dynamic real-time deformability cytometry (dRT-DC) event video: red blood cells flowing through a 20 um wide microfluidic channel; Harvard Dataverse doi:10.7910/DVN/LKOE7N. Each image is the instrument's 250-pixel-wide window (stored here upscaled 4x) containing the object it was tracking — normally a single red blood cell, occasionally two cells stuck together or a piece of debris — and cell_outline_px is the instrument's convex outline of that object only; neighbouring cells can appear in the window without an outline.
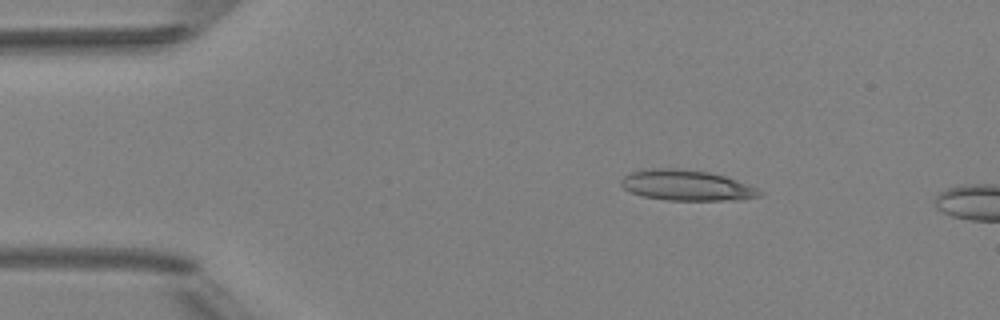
{"species": "Egyptian fruit bat (a non-hibernating species)", "species_latin": "Rousettus aegyptiacus", "temperature_condition": "room temperature", "stored_images_in_passage": 2, "camera_frame_rate_fps": 3000, "um_per_image_px": 0.085, "animal": {"sex": "female"}, "frame": {"image": 1, "passage_image": 1, "time_ms": 0.0, "image_size_px": [1000, 320], "cell_outline_px": [[764, 192], [760, 196], [744, 200], [668, 200], [644, 196], [632, 192], [624, 188], [620, 184], [620, 180], [624, 176], [632, 172], [656, 168], [680, 168], [708, 172], [724, 176], [736, 180], [756, 188]], "centroid_in_image_um": [58.39, 15.76], "position_along_channel_um": 26.6, "area_um2": 24.51}}